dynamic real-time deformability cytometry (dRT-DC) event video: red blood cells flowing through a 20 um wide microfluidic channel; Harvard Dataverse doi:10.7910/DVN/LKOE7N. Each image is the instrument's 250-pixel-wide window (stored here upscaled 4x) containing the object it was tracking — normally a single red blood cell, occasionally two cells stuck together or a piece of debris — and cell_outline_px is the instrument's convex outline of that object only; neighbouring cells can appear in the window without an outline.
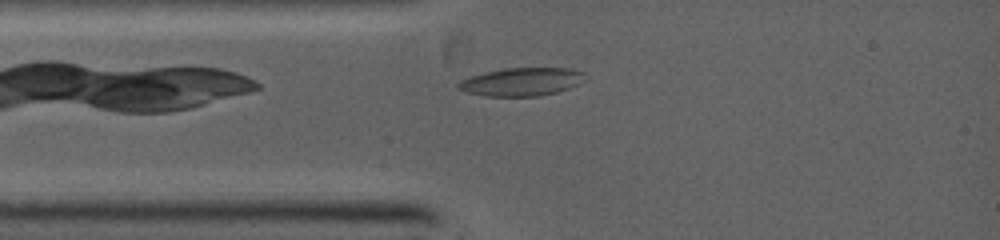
{"species": "common noctule bat (a hibernating species)", "species_latin": "Nyctalus noctula", "temperature_condition": "warm", "stored_images_in_passage": 1, "camera_frame_rate_fps": 5000, "um_per_image_px": 0.085, "animal": {"sex": "female", "body_mass_g": 19.0, "forearm_length_mm": 53.3}, "frame": {"image": 1, "passage_image": 1, "time_ms": 0.0, "image_size_px": [1000, 240], "cell_outline_px": [[584, 72], [580, 84], [556, 92], [536, 96], [484, 96], [468, 92], [456, 88], [456, 84], [460, 80], [468, 76], [484, 72], [504, 68], [572, 68]], "centroid_in_image_um": [44.27, 6.94], "position_along_channel_um": 40.7, "area_um2": 20.81}}